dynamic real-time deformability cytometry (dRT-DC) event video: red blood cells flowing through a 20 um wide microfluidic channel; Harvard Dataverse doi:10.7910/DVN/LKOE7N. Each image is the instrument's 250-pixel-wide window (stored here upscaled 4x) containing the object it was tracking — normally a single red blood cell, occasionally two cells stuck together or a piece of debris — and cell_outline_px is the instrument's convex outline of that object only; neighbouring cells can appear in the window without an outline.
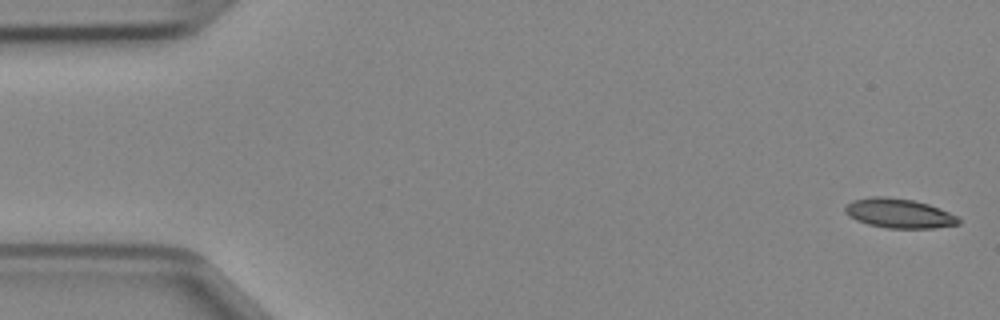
{"species": "Egyptian fruit bat (a non-hibernating species)", "species_latin": "Rousettus aegyptiacus", "temperature_condition": "cold", "stored_images_in_passage": 47, "camera_frame_rate_fps": 3000, "um_per_image_px": 0.085, "animal": {"sex": "female"}, "frame": {"image": 1, "passage_image": 1, "time_ms": 0.0, "image_size_px": [1000, 320], "cell_outline_px": [[960, 224], [932, 228], [888, 228], [868, 224], [856, 220], [848, 216], [844, 212], [844, 208], [852, 200], [868, 196], [888, 196], [912, 200], [928, 204], [940, 208], [956, 216], [960, 220]], "centroid_in_image_um": [76.38, 18.12], "position_along_channel_um": 8.6, "area_um2": 19.54}}
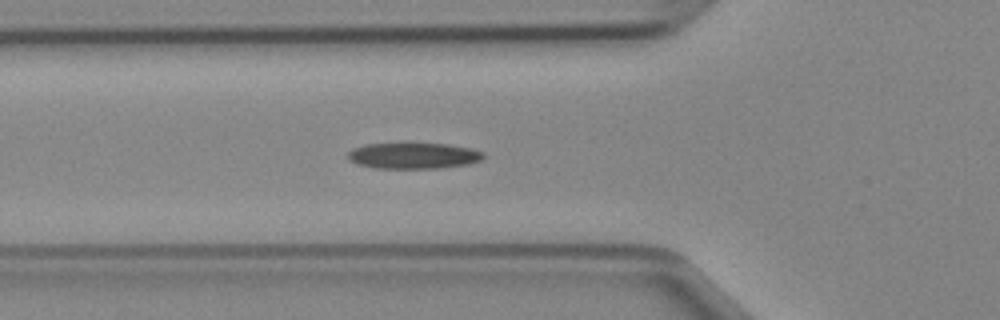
{"frame": {"image": 2, "passage_image": 16, "time_ms": 5.0, "image_size_px": [1000, 320], "cell_outline_px": [[484, 156], [480, 160], [468, 164], [436, 168], [376, 168], [356, 164], [348, 160], [348, 152], [352, 148], [364, 144], [404, 140], [448, 144], [472, 148], [484, 152]], "centroid_in_image_um": [35.08, 13.17], "position_along_channel_um": 90.7, "area_um2": 21.68}}
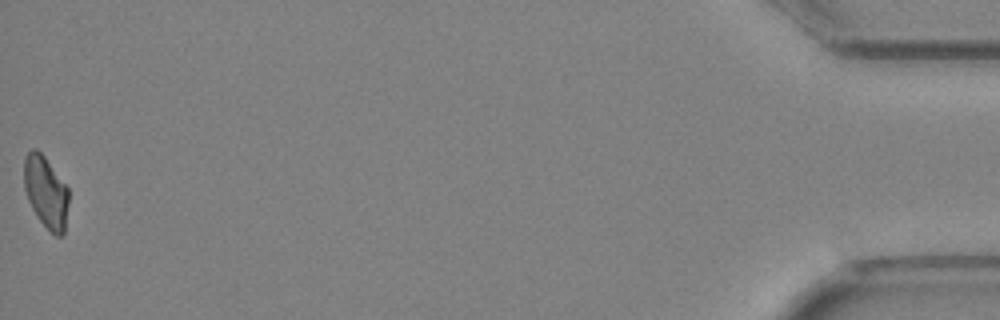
{"frame": {"image": 3, "passage_image": 47, "time_ms": 15.333, "image_size_px": [1000, 320], "cell_outline_px": [[68, 204], [64, 232], [60, 236], [56, 236], [36, 216], [28, 200], [24, 188], [24, 156], [32, 148], [36, 148], [44, 156], [68, 188]], "centroid_in_image_um": [3.88, 16.3], "position_along_channel_um": 431.3, "area_um2": 18.5}}